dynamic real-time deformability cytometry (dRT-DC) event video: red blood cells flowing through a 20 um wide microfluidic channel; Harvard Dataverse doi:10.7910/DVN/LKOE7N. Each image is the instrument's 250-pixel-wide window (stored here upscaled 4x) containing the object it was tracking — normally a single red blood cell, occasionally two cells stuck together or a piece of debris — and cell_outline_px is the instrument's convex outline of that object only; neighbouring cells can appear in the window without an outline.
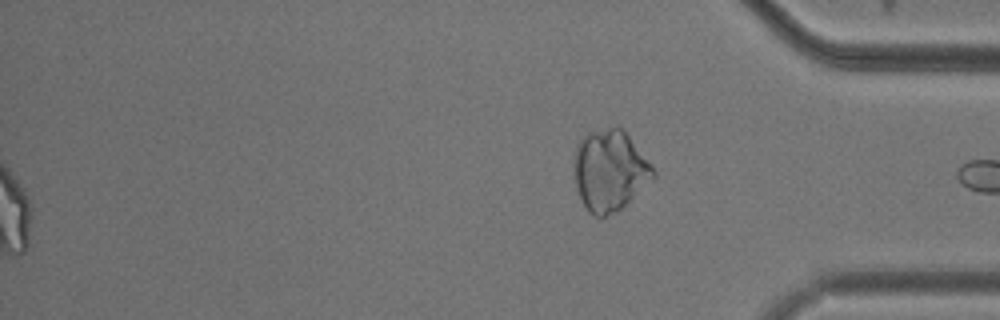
{"species": "common noctule bat (a hibernating species)", "species_latin": "Nyctalus noctula", "temperature_condition": "cold", "stored_images_in_passage": 56, "segment_of_instrument_passage": [2, 2], "camera_frame_rate_fps": 3000, "um_per_image_px": 0.085, "animal": {"sex": "male", "body_mass_g": 20.5, "forearm_length_mm": 52.5}, "frame": {"image": 1, "passage_image": 56, "time_ms": 18.333, "image_size_px": [1000, 320], "cell_outline_px": [[656, 176], [616, 212], [604, 216], [596, 216], [588, 212], [580, 196], [576, 184], [576, 152], [580, 140], [588, 132], [608, 128], [620, 128], [628, 136], [652, 164], [656, 172]], "centroid_in_image_um": [51.86, 14.5], "position_along_channel_um": 383.3, "area_um2": 36.3}}